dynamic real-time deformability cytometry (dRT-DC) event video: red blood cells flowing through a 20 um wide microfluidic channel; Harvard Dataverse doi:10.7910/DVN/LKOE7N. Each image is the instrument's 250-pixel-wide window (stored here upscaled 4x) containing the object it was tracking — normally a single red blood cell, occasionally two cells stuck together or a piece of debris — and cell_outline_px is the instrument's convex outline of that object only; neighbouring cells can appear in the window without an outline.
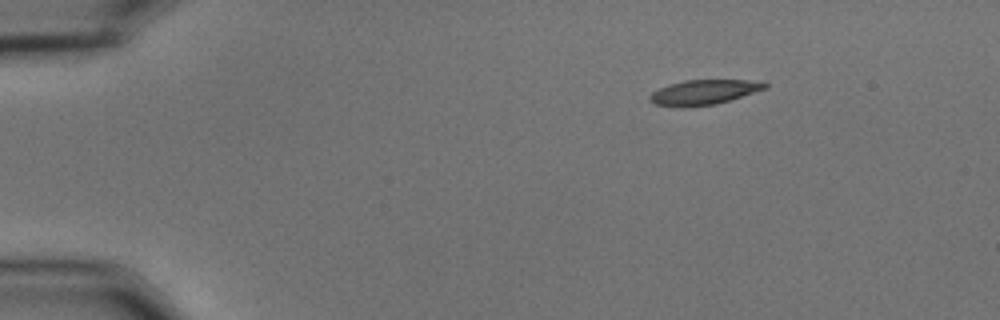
{"species": "common noctule bat (a hibernating species)", "species_latin": "Nyctalus noctula", "temperature_condition": "cold", "stored_images_in_passage": 43, "camera_frame_rate_fps": 3000, "um_per_image_px": 0.085, "animal": {"sex": "male", "body_mass_g": 15.6}, "frame": {"image": 1, "passage_image": 1, "time_ms": 0.0, "image_size_px": [1000, 320], "cell_outline_px": [[768, 88], [716, 104], [684, 108], [656, 104], [648, 100], [648, 96], [652, 92], [668, 84], [684, 80], [748, 80], [768, 84]], "centroid_in_image_um": [59.78, 7.85], "position_along_channel_um": 25.2, "area_um2": 16.7}}
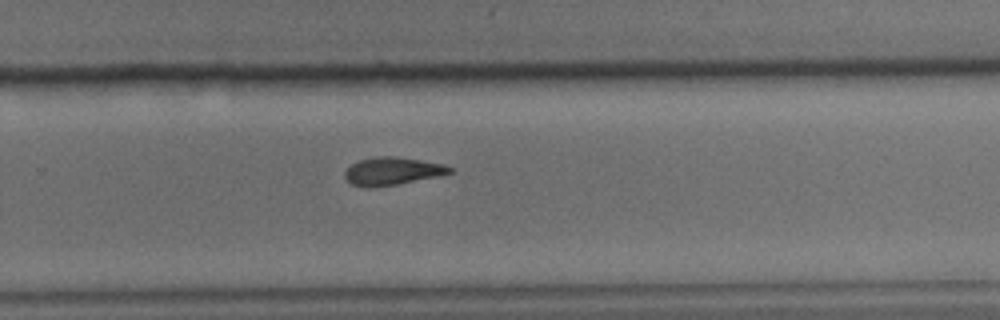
{"frame": {"image": 2, "passage_image": 30, "time_ms": 9.667, "image_size_px": [1000, 320], "cell_outline_px": [[452, 172], [436, 176], [396, 184], [372, 188], [364, 188], [352, 184], [344, 176], [344, 172], [352, 164], [360, 160], [376, 156], [392, 156], [420, 160], [444, 164], [452, 168]], "centroid_in_image_um": [33.3, 14.55], "position_along_channel_um": 296.5, "area_um2": 16.76}}
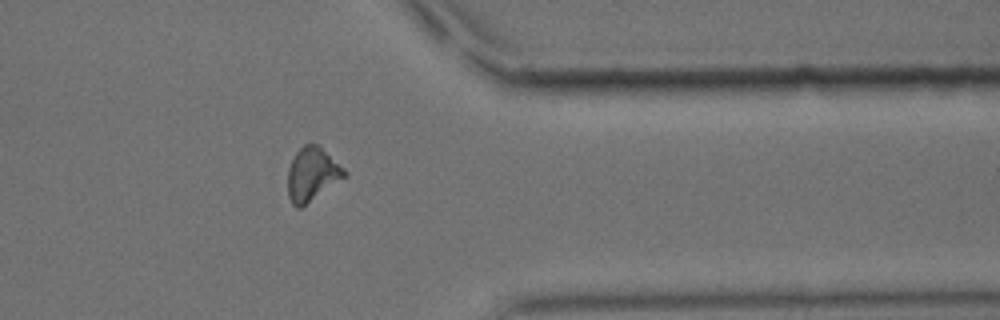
{"frame": {"image": 3, "passage_image": 38, "time_ms": 12.333, "image_size_px": [1000, 320], "cell_outline_px": [[348, 172], [344, 176], [300, 208], [296, 208], [292, 204], [288, 196], [288, 168], [296, 152], [304, 144], [316, 144], [344, 168]], "centroid_in_image_um": [26.48, 14.81], "position_along_channel_um": 384.9, "area_um2": 17.05}, "authors_computed_cell_mechanics": {"area_um2": 17.3978, "velocity_mm_per_s": 3.6308, "shape_relaxation_time_tau1_ms": 6.7039, "shape_relaxation_time_tau2_ms": 4.2941, "deformation_change_tau1": 0.18, "deformation_change_tau2": 0.1169}}